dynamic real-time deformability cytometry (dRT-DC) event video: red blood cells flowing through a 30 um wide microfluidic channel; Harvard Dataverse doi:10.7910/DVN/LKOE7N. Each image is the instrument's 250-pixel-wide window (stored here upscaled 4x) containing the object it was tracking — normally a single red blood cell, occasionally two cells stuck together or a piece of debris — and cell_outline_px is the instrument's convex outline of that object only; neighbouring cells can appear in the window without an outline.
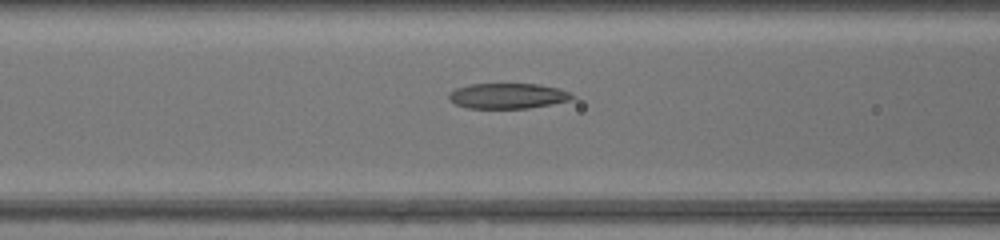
{"species": "common noctule bat (a hibernating species)", "species_latin": "Nyctalus noctula", "temperature_condition": "warm", "stored_images_in_passage": 36, "camera_frame_rate_fps": 3000, "um_per_image_px": 0.085, "animal": {"sex": "female", "body_mass_g": 17.0, "forearm_length_mm": 48.0}, "frame": {"image": 1, "passage_image": 15, "time_ms": 4.667, "image_size_px": [1000, 240], "cell_outline_px": [[576, 96], [568, 100], [528, 108], [468, 108], [456, 104], [448, 100], [448, 92], [456, 88], [472, 84], [540, 84], [560, 88]], "centroid_in_image_um": [43.12, 8.14], "position_along_channel_um": 123.5, "area_um2": 18.15}}
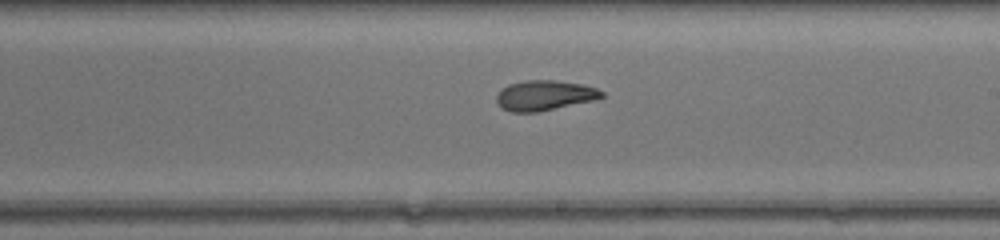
{"frame": {"image": 2, "passage_image": 23, "time_ms": 7.333, "image_size_px": [1000, 240], "cell_outline_px": [[604, 96], [592, 100], [536, 112], [512, 112], [504, 108], [496, 100], [496, 96], [508, 84], [524, 80], [556, 80], [580, 84], [596, 88], [604, 92]], "centroid_in_image_um": [46.28, 8.09], "position_along_channel_um": 242.7, "area_um2": 18.03}}
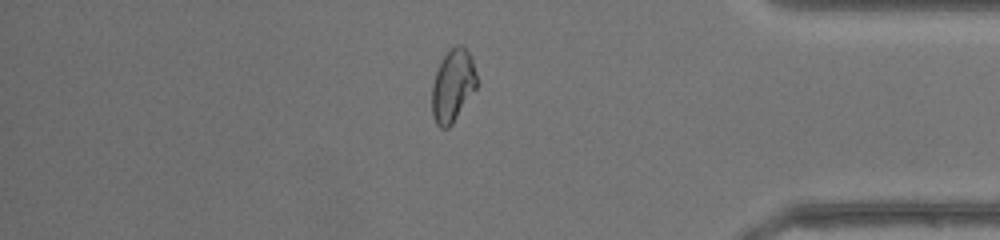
{"frame": {"image": 3, "passage_image": 35, "time_ms": 11.333, "image_size_px": [1000, 240], "cell_outline_px": [[476, 88], [452, 124], [448, 128], [440, 128], [436, 124], [432, 116], [432, 84], [436, 72], [444, 56], [456, 44], [460, 44], [472, 56], [476, 76]], "centroid_in_image_um": [38.48, 7.3], "position_along_channel_um": 396.7, "area_um2": 18.73}}